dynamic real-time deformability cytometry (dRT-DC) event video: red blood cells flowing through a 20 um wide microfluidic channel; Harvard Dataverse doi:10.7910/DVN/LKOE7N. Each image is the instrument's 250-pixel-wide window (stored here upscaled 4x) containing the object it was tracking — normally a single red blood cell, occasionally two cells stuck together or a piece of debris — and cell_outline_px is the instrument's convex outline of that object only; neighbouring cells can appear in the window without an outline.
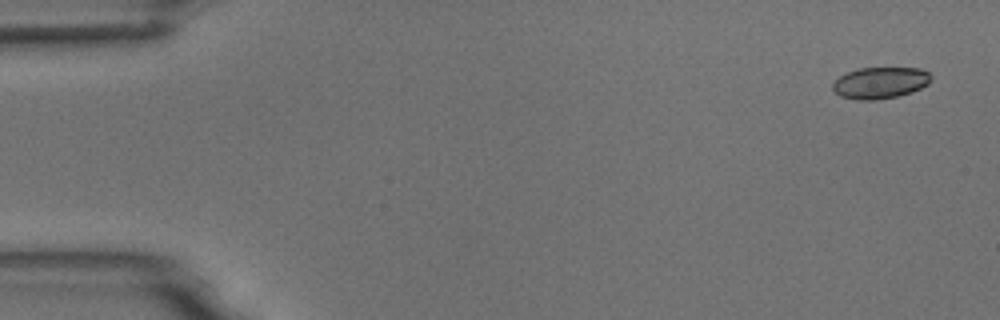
{"species": "common noctule bat (a hibernating species)", "species_latin": "Nyctalus noctula", "temperature_condition": "room temperature", "stored_images_in_passage": 2, "segment_of_instrument_passage": [2, 2], "camera_frame_rate_fps": 3000, "um_per_image_px": 0.085, "animal": {"sex": "male", "body_mass_g": 18.8}, "frame": {"image": 1, "passage_image": 2, "time_ms": 1.333, "image_size_px": [1000, 320], "cell_outline_px": [[932, 80], [928, 84], [912, 92], [900, 96], [876, 100], [856, 100], [840, 96], [832, 88], [832, 84], [840, 76], [848, 72], [860, 68], [920, 68], [928, 72], [932, 76]], "centroid_in_image_um": [74.84, 7.05], "position_along_channel_um": 10.2, "area_um2": 18.15}}